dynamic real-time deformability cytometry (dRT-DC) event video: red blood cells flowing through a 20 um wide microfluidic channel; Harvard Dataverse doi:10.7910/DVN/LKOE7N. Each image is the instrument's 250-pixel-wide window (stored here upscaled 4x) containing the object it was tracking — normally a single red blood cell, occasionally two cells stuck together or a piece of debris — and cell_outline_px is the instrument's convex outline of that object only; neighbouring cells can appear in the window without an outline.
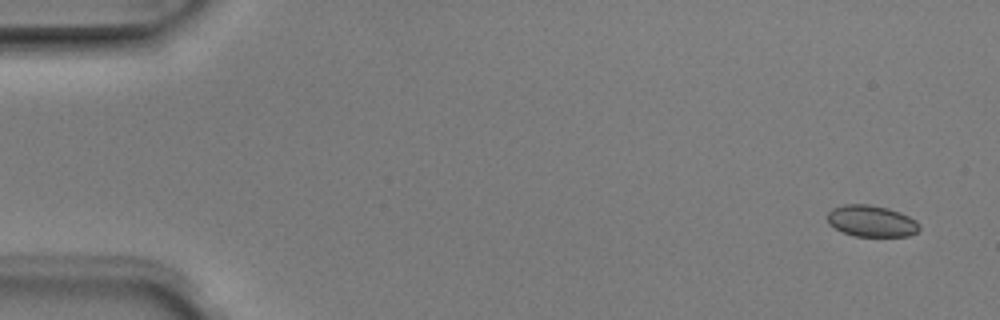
{"species": "Egyptian fruit bat (a non-hibernating species)", "species_latin": "Rousettus aegyptiacus", "temperature_condition": "room temperature", "stored_images_in_passage": 8, "camera_frame_rate_fps": 3000, "um_per_image_px": 0.085, "animal": {"sex": "male"}, "frame": {"image": 1, "passage_image": 1, "time_ms": 0.0, "image_size_px": [1000, 320], "cell_outline_px": [[920, 228], [916, 232], [908, 236], [856, 236], [844, 232], [828, 224], [828, 212], [832, 208], [844, 204], [868, 204], [888, 208], [900, 212], [916, 220], [920, 224]], "centroid_in_image_um": [74.08, 18.78], "position_along_channel_um": 10.9, "area_um2": 16.82}}
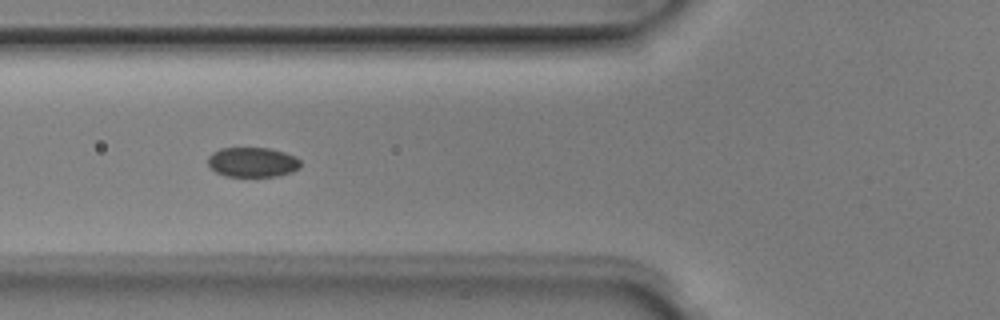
{"frame": {"image": 2, "passage_image": 6, "time_ms": 1.667, "image_size_px": [1000, 320], "cell_outline_px": [[300, 168], [292, 172], [276, 176], [224, 176], [216, 172], [208, 164], [208, 156], [212, 152], [220, 148], [272, 148], [296, 156], [300, 160]], "centroid_in_image_um": [21.47, 13.78], "position_along_channel_um": 104.3, "area_um2": 16.18}}
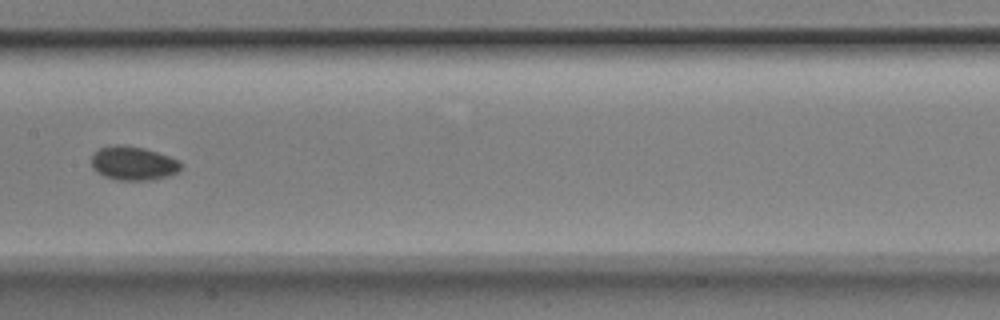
{"frame": {"image": 3, "passage_image": 8, "time_ms": 2.333, "image_size_px": [1000, 320], "cell_outline_px": [[180, 168], [176, 172], [168, 176], [148, 180], [116, 180], [104, 176], [96, 172], [92, 168], [92, 152], [108, 144], [124, 144], [144, 148], [180, 160]], "centroid_in_image_um": [11.26, 13.86], "position_along_channel_um": 196.1, "area_um2": 17.8}}